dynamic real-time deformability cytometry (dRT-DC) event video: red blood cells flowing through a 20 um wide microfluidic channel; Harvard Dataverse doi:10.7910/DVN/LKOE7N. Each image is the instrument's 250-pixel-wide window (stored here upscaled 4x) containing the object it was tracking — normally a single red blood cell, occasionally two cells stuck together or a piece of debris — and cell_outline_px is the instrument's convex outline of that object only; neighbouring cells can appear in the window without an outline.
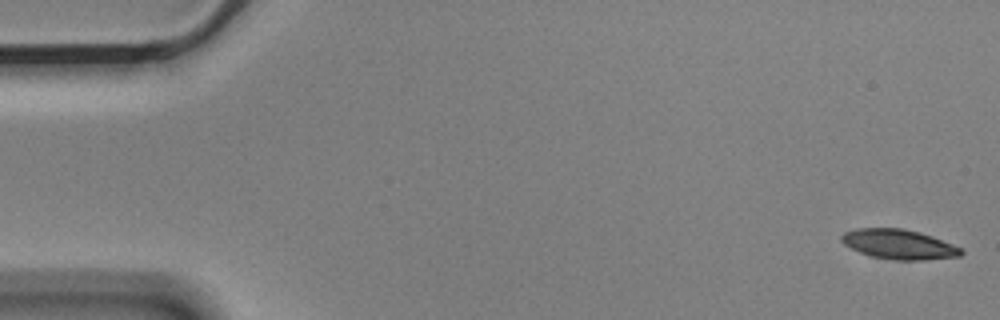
{"species": "Egyptian fruit bat (a non-hibernating species)", "species_latin": "Rousettus aegyptiacus", "temperature_condition": "cold", "stored_images_in_passage": 8, "camera_frame_rate_fps": 3000, "um_per_image_px": 0.085, "animal": {"sex": "male"}, "frame": {"image": 1, "passage_image": 1, "time_ms": 0.0, "image_size_px": [1000, 320], "cell_outline_px": [[964, 252], [960, 256], [924, 260], [892, 260], [872, 256], [860, 252], [844, 244], [840, 240], [840, 236], [844, 232], [856, 228], [904, 228], [920, 232], [932, 236], [952, 244], [960, 248]], "centroid_in_image_um": [76.39, 20.76], "position_along_channel_um": 8.6, "area_um2": 20.75}}
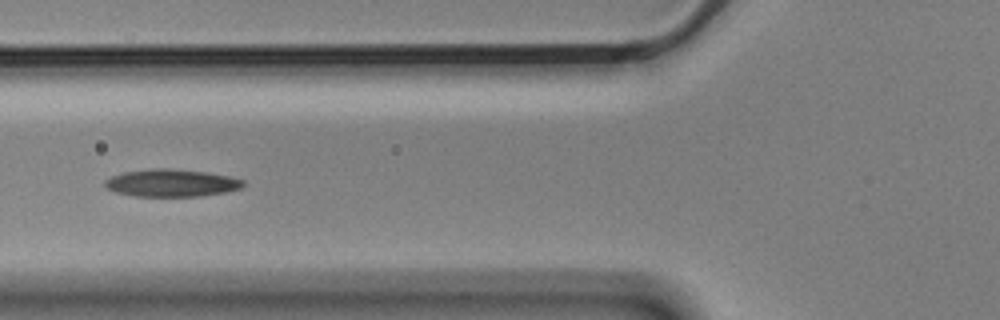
{"frame": {"image": 2, "passage_image": 6, "time_ms": 1.667, "image_size_px": [1000, 320], "cell_outline_px": [[244, 184], [240, 188], [228, 192], [200, 196], [136, 196], [116, 192], [108, 188], [104, 184], [104, 180], [112, 176], [124, 172], [156, 168], [164, 168], [204, 172], [228, 176], [244, 180]], "centroid_in_image_um": [14.58, 15.56], "position_along_channel_um": 111.2, "area_um2": 21.85}}
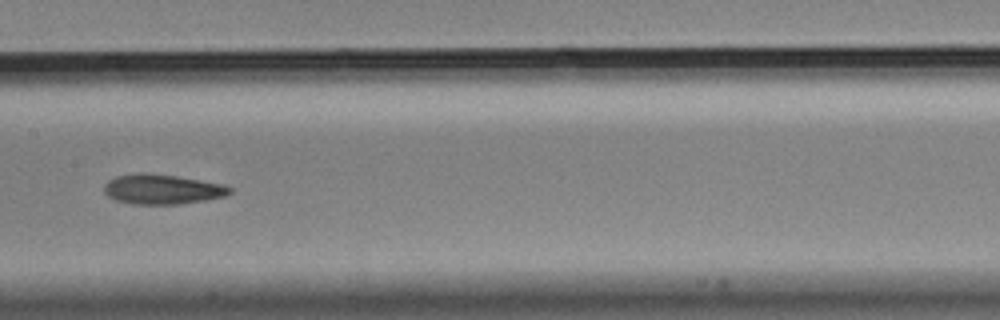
{"frame": {"image": 3, "passage_image": 8, "time_ms": 2.333, "image_size_px": [1000, 320], "cell_outline_px": [[232, 192], [224, 196], [204, 200], [180, 204], [132, 204], [116, 200], [108, 196], [104, 192], [104, 184], [108, 180], [116, 176], [140, 172], [176, 176], [224, 184], [232, 188]], "centroid_in_image_um": [13.77, 16.08], "position_along_channel_um": 193.6, "area_um2": 21.85}}